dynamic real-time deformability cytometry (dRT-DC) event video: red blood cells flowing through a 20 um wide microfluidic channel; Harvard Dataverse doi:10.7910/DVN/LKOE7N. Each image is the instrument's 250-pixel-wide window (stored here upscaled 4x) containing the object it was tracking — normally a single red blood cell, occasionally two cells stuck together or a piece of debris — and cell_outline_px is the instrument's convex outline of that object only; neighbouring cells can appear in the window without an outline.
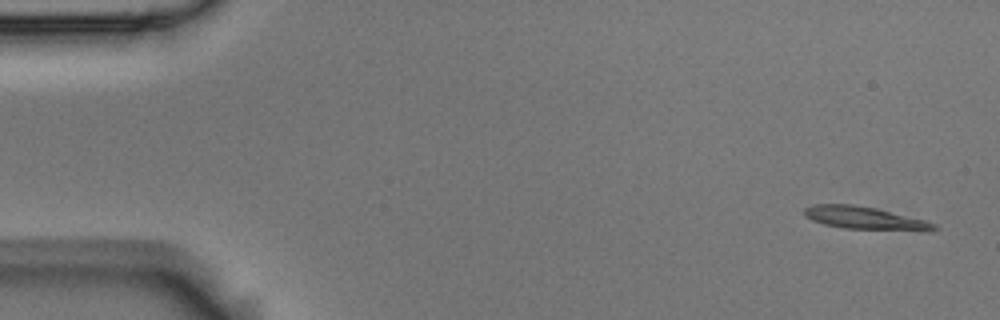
{"species": "Egyptian fruit bat (a non-hibernating species)", "species_latin": "Rousettus aegyptiacus", "temperature_condition": "room temperature", "stored_images_in_passage": 6, "camera_frame_rate_fps": 3000, "um_per_image_px": 0.085, "animal": {"sex": "male"}, "frame": {"image": 1, "passage_image": 1, "time_ms": 0.0, "image_size_px": [1000, 320], "cell_outline_px": [[940, 228], [932, 232], [924, 232], [844, 228], [824, 224], [812, 220], [804, 216], [804, 208], [812, 204], [852, 204], [876, 208], [924, 220], [936, 224]], "centroid_in_image_um": [73.58, 18.56], "position_along_channel_um": 11.4, "area_um2": 17.57}}
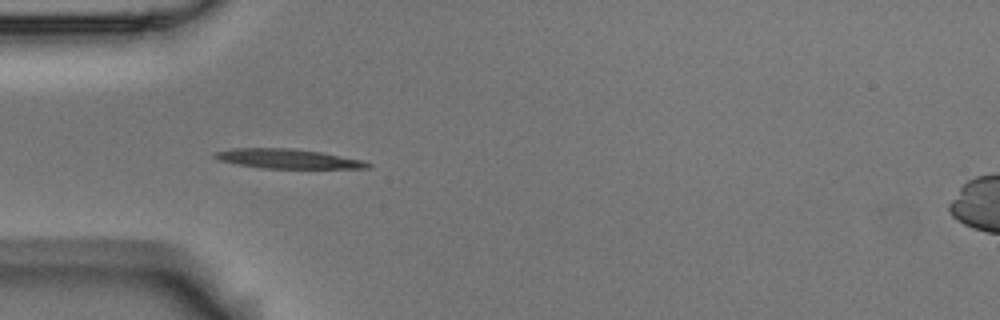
{"frame": {"image": 2, "passage_image": 5, "time_ms": 1.333, "image_size_px": [1000, 320], "cell_outline_px": [[372, 168], [264, 168], [240, 164], [220, 160], [212, 156], [216, 152], [232, 148], [292, 148], [320, 152], [364, 160], [372, 164]], "centroid_in_image_um": [24.51, 13.49], "position_along_channel_um": 60.5, "area_um2": 17.17}}
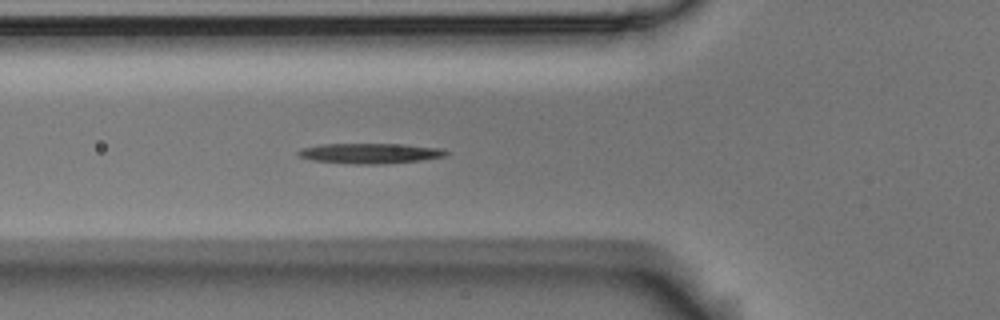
{"frame": {"image": 3, "passage_image": 6, "time_ms": 1.667, "image_size_px": [1000, 320], "cell_outline_px": [[448, 152], [444, 156], [420, 160], [380, 164], [356, 164], [312, 160], [300, 156], [296, 152], [300, 148], [320, 144], [404, 144], [444, 148]], "centroid_in_image_um": [31.45, 13.02], "position_along_channel_um": 94.4, "area_um2": 17.4}}